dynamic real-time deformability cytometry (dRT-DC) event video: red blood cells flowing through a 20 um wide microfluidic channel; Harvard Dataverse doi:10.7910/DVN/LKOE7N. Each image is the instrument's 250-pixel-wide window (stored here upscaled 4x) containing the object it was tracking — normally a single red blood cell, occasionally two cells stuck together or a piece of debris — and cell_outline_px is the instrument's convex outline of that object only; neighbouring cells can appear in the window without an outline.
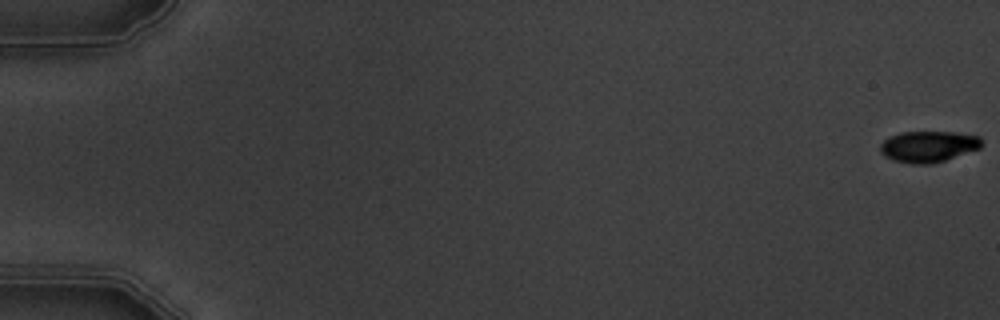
{"species": "common noctule bat (a hibernating species)", "species_latin": "Nyctalus noctula", "temperature_condition": "warm", "stored_images_in_passage": 7, "camera_frame_rate_fps": 3000, "um_per_image_px": 0.085, "animal": {"sex": "male", "body_mass_g": 19.5, "forearm_length_mm": 54.6}, "frame": {"image": 1, "passage_image": 1, "time_ms": 0.0, "image_size_px": [1000, 320], "cell_outline_px": [[984, 144], [980, 148], [932, 164], [912, 164], [896, 160], [884, 156], [880, 152], [880, 144], [888, 136], [900, 132], [952, 132], [980, 136]], "centroid_in_image_um": [78.9, 12.44], "position_along_channel_um": 6.1, "area_um2": 18.44}}
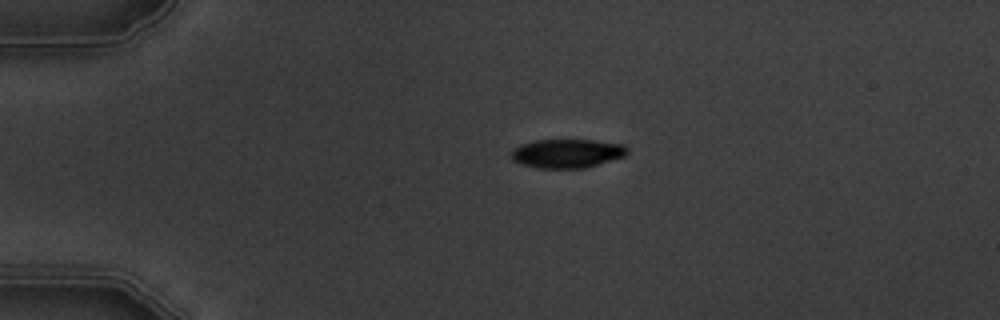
{"frame": {"image": 2, "passage_image": 4, "time_ms": 4.333, "image_size_px": [1000, 320], "cell_outline_px": [[628, 152], [624, 156], [584, 168], [536, 168], [520, 164], [512, 160], [512, 148], [520, 144], [536, 140], [592, 140], [624, 144], [628, 148]], "centroid_in_image_um": [48.17, 13.04], "position_along_channel_um": 36.8, "area_um2": 19.54}}
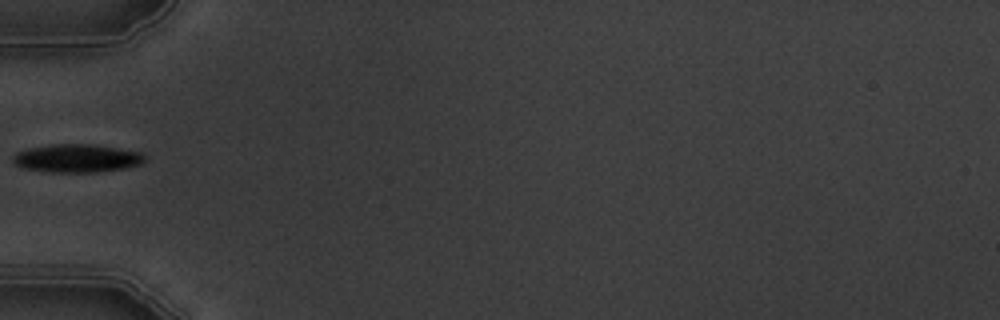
{"frame": {"image": 3, "passage_image": 6, "time_ms": 6.667, "image_size_px": [1000, 320], "cell_outline_px": [[148, 156], [144, 164], [124, 168], [96, 172], [52, 172], [24, 168], [16, 164], [12, 160], [12, 156], [16, 152], [28, 148], [52, 144], [92, 144], [140, 152]], "centroid_in_image_um": [6.57, 13.45], "position_along_channel_um": 78.4, "area_um2": 21.73}}